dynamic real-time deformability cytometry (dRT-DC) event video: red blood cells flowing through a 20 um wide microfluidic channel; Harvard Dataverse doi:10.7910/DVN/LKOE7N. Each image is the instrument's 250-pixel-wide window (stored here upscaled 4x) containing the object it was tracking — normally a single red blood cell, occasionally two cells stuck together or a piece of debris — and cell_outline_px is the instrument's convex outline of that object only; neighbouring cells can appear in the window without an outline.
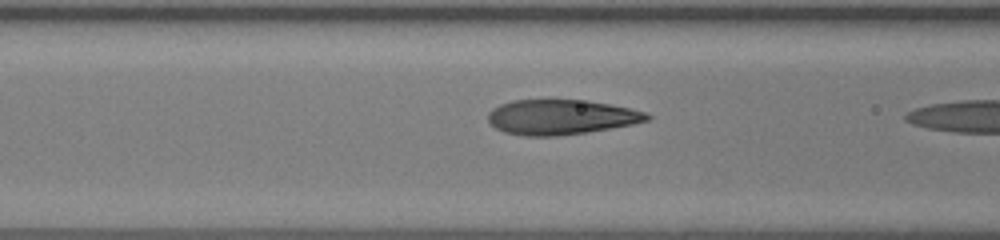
{"species": "human", "species_latin": "Homo sapiens", "temperature_condition": "room temperature", "stored_images_in_passage": 21, "camera_frame_rate_fps": 3000, "um_per_image_px": 0.085, "donor": {"sex": "female"}, "frame": {"image": 1, "passage_image": 20, "time_ms": 6.333, "image_size_px": [1000, 240], "cell_outline_px": [[652, 116], [648, 120], [632, 124], [588, 132], [556, 136], [524, 136], [504, 132], [496, 128], [488, 120], [488, 112], [492, 108], [500, 104], [512, 100], [588, 100], [628, 108], [644, 112]], "centroid_in_image_um": [47.65, 9.95], "position_along_channel_um": 119.0, "area_um2": 32.25}}